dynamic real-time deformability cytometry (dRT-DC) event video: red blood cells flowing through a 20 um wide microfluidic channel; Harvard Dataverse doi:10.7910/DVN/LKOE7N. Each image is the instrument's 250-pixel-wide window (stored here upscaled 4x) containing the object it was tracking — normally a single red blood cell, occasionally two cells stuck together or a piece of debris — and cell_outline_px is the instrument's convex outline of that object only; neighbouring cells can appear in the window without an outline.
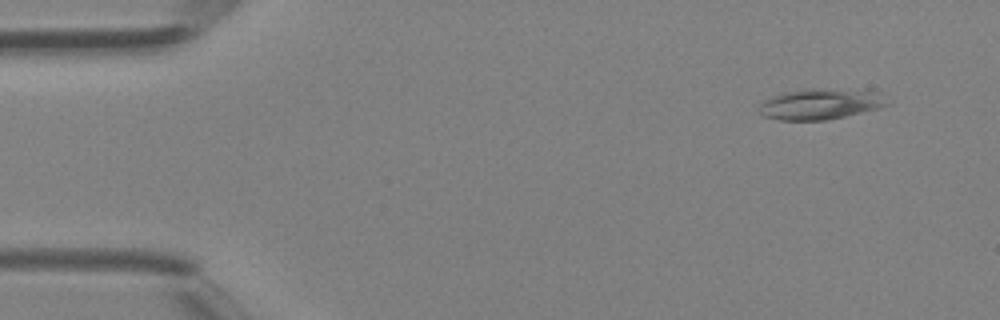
{"species": "Egyptian fruit bat (a non-hibernating species)", "species_latin": "Rousettus aegyptiacus", "temperature_condition": "room temperature", "stored_images_in_passage": 43, "camera_frame_rate_fps": 3000, "um_per_image_px": 0.085, "animal": {"sex": "female"}, "frame": {"image": 1, "passage_image": 4, "time_ms": 1.0, "image_size_px": [1000, 320], "cell_outline_px": [[892, 104], [880, 108], [828, 120], [780, 120], [760, 116], [760, 104], [764, 100], [772, 96], [784, 92], [804, 88], [816, 88], [876, 92]], "centroid_in_image_um": [69.7, 8.85], "position_along_channel_um": 15.3, "area_um2": 22.95}}
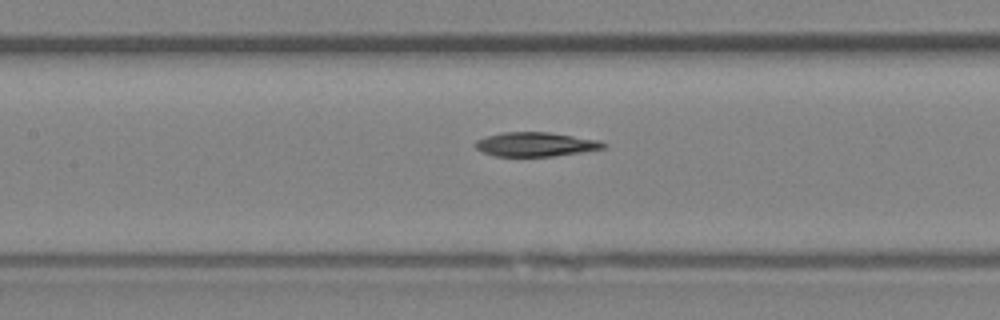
{"frame": {"image": 2, "passage_image": 20, "time_ms": 6.333, "image_size_px": [1000, 320], "cell_outline_px": [[608, 144], [604, 148], [580, 152], [552, 156], [496, 156], [484, 152], [476, 148], [472, 144], [476, 140], [488, 136], [504, 132], [548, 132], [600, 140]], "centroid_in_image_um": [45.53, 12.26], "position_along_channel_um": 161.9, "area_um2": 17.92}}
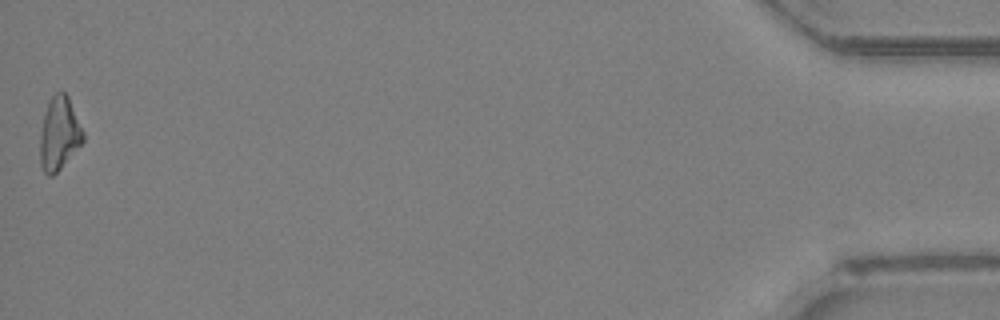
{"frame": {"image": 3, "passage_image": 43, "time_ms": 14.0, "image_size_px": [1000, 320], "cell_outline_px": [[84, 140], [60, 168], [52, 176], [48, 176], [44, 172], [40, 164], [40, 132], [44, 112], [48, 100], [56, 92], [64, 92], [68, 96], [84, 132]], "centroid_in_image_um": [5.01, 11.34], "position_along_channel_um": 430.2, "area_um2": 18.26}}